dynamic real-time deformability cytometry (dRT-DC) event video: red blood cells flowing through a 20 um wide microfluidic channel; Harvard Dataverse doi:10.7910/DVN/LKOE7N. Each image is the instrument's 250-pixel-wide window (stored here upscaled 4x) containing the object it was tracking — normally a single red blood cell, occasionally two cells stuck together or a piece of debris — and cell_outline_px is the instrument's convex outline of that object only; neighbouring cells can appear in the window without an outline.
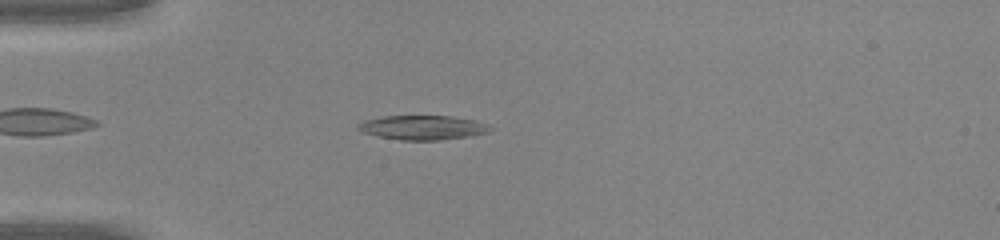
{"species": "common noctule bat (a hibernating species)", "species_latin": "Nyctalus noctula", "temperature_condition": "warm", "stored_images_in_passage": 36, "camera_frame_rate_fps": 3000, "um_per_image_px": 0.085, "animal": {"sex": "male", "body_mass_g": 20.0, "forearm_length_mm": 53.3}, "frame": {"image": 1, "passage_image": 6, "time_ms": 1.667, "image_size_px": [1000, 240], "cell_outline_px": [[492, 128], [488, 132], [472, 136], [440, 140], [400, 140], [380, 136], [364, 132], [356, 128], [356, 124], [364, 120], [384, 116], [452, 116], [476, 120], [488, 124]], "centroid_in_image_um": [35.96, 10.84], "position_along_channel_um": 49.0, "area_um2": 18.79}}
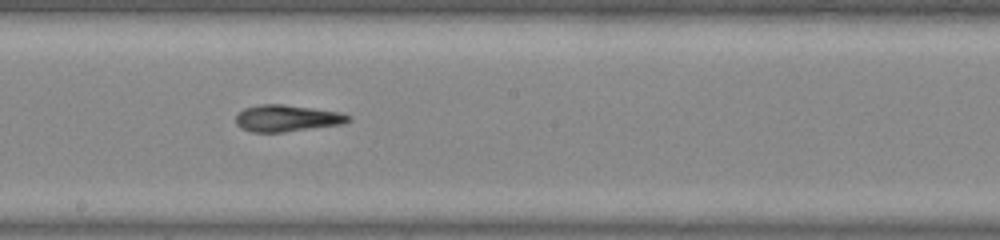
{"frame": {"image": 2, "passage_image": 19, "time_ms": 6.0, "image_size_px": [1000, 240], "cell_outline_px": [[352, 120], [344, 124], [284, 132], [252, 132], [240, 128], [236, 124], [236, 116], [244, 108], [260, 104], [280, 104], [340, 112], [352, 116]], "centroid_in_image_um": [24.41, 10.06], "position_along_channel_um": 223.8, "area_um2": 17.51}}
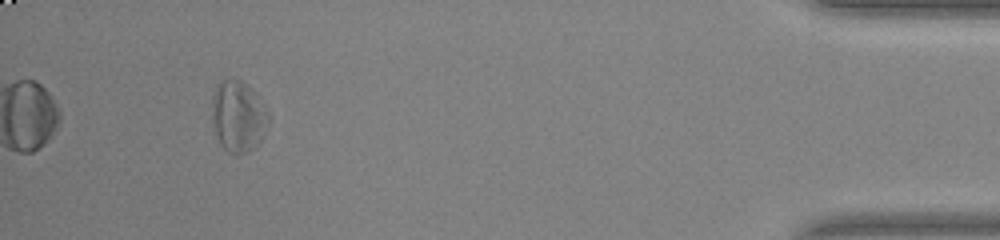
{"frame": {"image": 3, "passage_image": 36, "time_ms": 11.667, "image_size_px": [1000, 240], "cell_outline_px": [[268, 124], [260, 140], [248, 152], [236, 156], [228, 152], [220, 144], [212, 120], [212, 96], [216, 84], [220, 80], [232, 76], [236, 76], [248, 84], [256, 92], [268, 112]], "centroid_in_image_um": [20.23, 9.82], "position_along_channel_um": 415.0, "area_um2": 23.93}}